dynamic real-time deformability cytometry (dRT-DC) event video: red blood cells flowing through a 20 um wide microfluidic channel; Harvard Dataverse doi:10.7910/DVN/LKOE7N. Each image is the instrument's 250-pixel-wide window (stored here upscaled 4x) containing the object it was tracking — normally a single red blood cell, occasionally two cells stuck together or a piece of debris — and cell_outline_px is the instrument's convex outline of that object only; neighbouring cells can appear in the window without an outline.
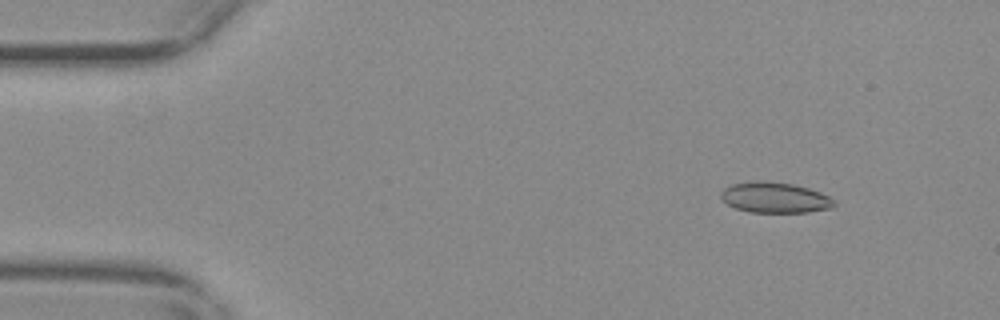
{"species": "common noctule bat (a hibernating species)", "species_latin": "Nyctalus noctula", "temperature_condition": "warm", "stored_images_in_passage": 55, "camera_frame_rate_fps": 3000, "um_per_image_px": 0.085, "animal": {"sex": "female", "body_mass_g": 29.2, "forearm_length_mm": 56.3}, "frame": {"image": 1, "passage_image": 6, "time_ms": 1.667, "image_size_px": [1000, 320], "cell_outline_px": [[836, 204], [832, 208], [808, 212], [748, 212], [736, 208], [728, 204], [720, 196], [720, 192], [724, 188], [732, 184], [752, 180], [760, 180], [792, 184], [808, 188], [820, 192], [836, 200]], "centroid_in_image_um": [65.87, 16.79], "position_along_channel_um": 19.1, "area_um2": 20.29}}
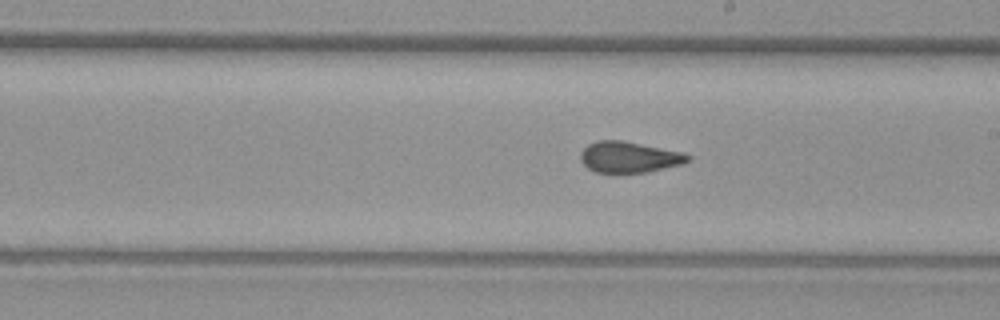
{"frame": {"image": 2, "passage_image": 31, "time_ms": 10.0, "image_size_px": [1000, 320], "cell_outline_px": [[692, 156], [684, 164], [648, 172], [596, 172], [588, 168], [580, 160], [580, 152], [588, 144], [596, 140], [620, 140], [684, 152]], "centroid_in_image_um": [53.49, 13.35], "position_along_channel_um": 235.5, "area_um2": 19.42}}
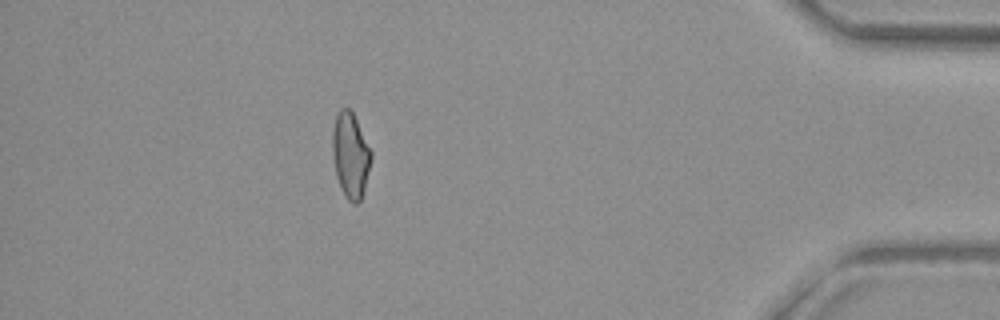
{"frame": {"image": 3, "passage_image": 49, "time_ms": 16.0, "image_size_px": [1000, 320], "cell_outline_px": [[372, 156], [364, 188], [360, 200], [356, 204], [352, 204], [344, 196], [340, 188], [336, 176], [332, 152], [332, 128], [336, 116], [340, 108], [348, 108], [352, 112], [372, 152]], "centroid_in_image_um": [29.77, 13.21], "position_along_channel_um": 405.4, "area_um2": 19.13}, "authors_computed_cell_mechanics": {"area_um2": 19.941, "velocity_mm_per_s": 3.7078, "shape_relaxation_time_tau1_ms": null, "shape_relaxation_time_tau2_ms": 1.4304, "deformation_change_tau1": null, "deformation_change_tau2": 0.0777}}